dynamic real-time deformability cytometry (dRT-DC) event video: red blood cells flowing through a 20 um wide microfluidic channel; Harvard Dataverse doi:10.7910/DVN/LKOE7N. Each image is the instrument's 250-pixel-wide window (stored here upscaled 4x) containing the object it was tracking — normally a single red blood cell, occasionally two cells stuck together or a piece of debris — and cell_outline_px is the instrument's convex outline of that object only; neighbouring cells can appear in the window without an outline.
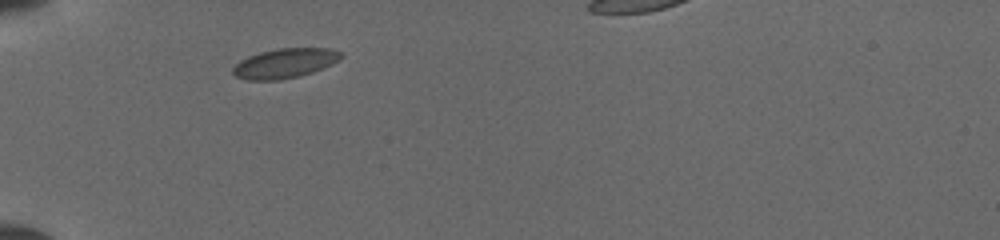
{"species": "common noctule bat (a hibernating species)", "species_latin": "Nyctalus noctula", "temperature_condition": "cold", "stored_images_in_passage": 2, "camera_frame_rate_fps": 3000, "um_per_image_px": 0.085, "animal": {"sex": "female", "body_mass_g": 19.5, "forearm_length_mm": 54.1}, "frame": {"image": 1, "passage_image": 1, "time_ms": 0.0, "image_size_px": [1000, 240], "cell_outline_px": [[344, 56], [332, 64], [312, 72], [300, 76], [280, 80], [248, 80], [236, 76], [232, 72], [232, 68], [240, 60], [248, 56], [260, 52], [276, 48], [328, 48], [344, 52]], "centroid_in_image_um": [24.23, 5.37], "position_along_channel_um": 60.8, "area_um2": 18.79}}